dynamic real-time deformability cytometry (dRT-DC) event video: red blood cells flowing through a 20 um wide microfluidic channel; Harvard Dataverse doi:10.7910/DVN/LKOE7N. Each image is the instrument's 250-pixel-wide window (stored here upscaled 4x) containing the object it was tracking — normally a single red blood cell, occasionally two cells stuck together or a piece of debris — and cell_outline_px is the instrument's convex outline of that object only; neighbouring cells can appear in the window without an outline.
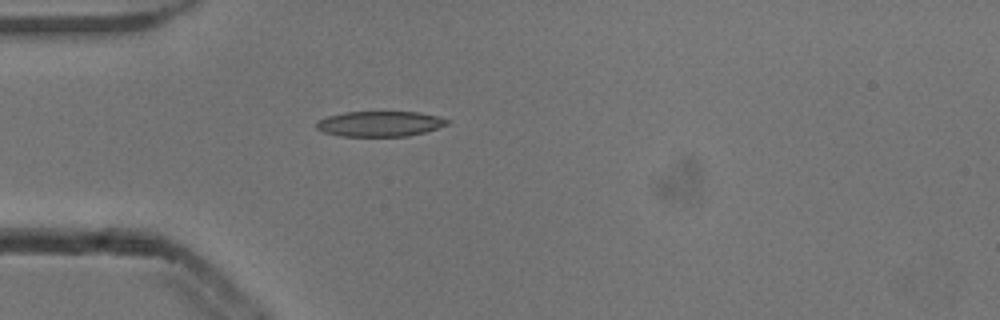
{"species": "common noctule bat (a hibernating species)", "species_latin": "Nyctalus noctula", "temperature_condition": "cold", "stored_images_in_passage": 3, "camera_frame_rate_fps": 3000, "um_per_image_px": 0.085, "animal": {"sex": "male", "body_mass_g": 13.3}, "frame": {"image": 1, "passage_image": 3, "time_ms": 0.667, "image_size_px": [1000, 320], "cell_outline_px": [[452, 120], [448, 124], [424, 132], [408, 136], [340, 136], [324, 132], [316, 128], [316, 120], [328, 116], [344, 112], [420, 112], [440, 116]], "centroid_in_image_um": [32.3, 10.51], "position_along_channel_um": 52.7, "area_um2": 19.42}}